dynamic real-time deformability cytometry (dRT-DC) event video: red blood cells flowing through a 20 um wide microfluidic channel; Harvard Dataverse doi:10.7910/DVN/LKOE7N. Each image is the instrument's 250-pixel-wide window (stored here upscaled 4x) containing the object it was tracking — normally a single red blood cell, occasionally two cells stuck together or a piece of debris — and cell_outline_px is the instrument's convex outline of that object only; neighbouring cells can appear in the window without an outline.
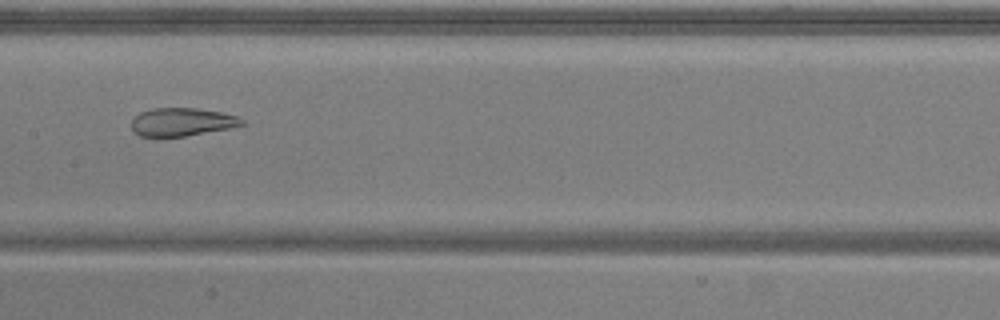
{"species": "common noctule bat (a hibernating species)", "species_latin": "Nyctalus noctula", "temperature_condition": "warm", "stored_images_in_passage": 46, "camera_frame_rate_fps": 3000, "um_per_image_px": 0.085, "animal": {"sex": "male", "body_mass_g": 20.5, "forearm_length_mm": 52.5}, "frame": {"image": 1, "passage_image": 25, "time_ms": 8.0, "image_size_px": [1000, 320], "cell_outline_px": [[248, 124], [232, 128], [184, 136], [140, 136], [132, 132], [132, 120], [140, 112], [152, 108], [200, 108], [220, 112], [236, 116], [244, 120]], "centroid_in_image_um": [15.5, 10.36], "position_along_channel_um": 191.9, "area_um2": 18.21}}
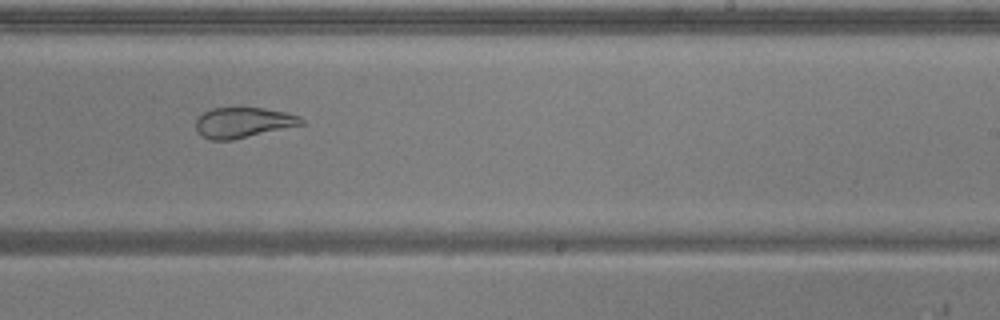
{"frame": {"image": 2, "passage_image": 31, "time_ms": 10.0, "image_size_px": [1000, 320], "cell_outline_px": [[304, 124], [232, 140], [212, 140], [204, 136], [196, 128], [196, 120], [204, 112], [212, 108], [264, 108], [284, 112], [300, 116], [304, 120]], "centroid_in_image_um": [20.69, 10.41], "position_along_channel_um": 268.3, "area_um2": 18.38}}
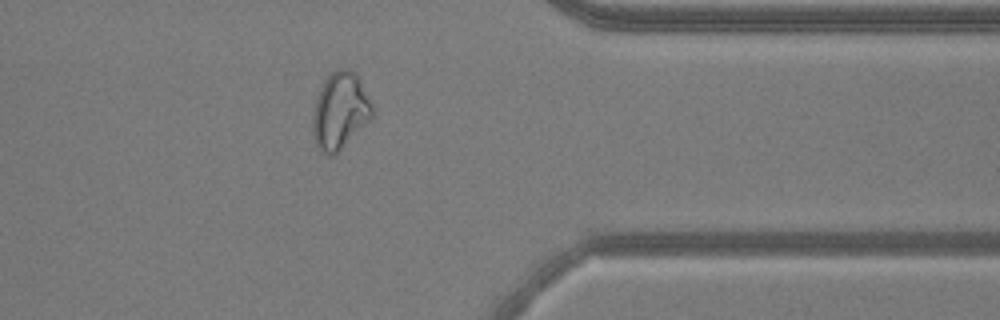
{"frame": {"image": 3, "passage_image": 41, "time_ms": 13.333, "image_size_px": [1000, 320], "cell_outline_px": [[372, 116], [332, 156], [328, 156], [320, 152], [316, 144], [312, 132], [312, 116], [316, 96], [324, 80], [336, 68], [348, 68], [360, 76], [372, 104]], "centroid_in_image_um": [28.87, 9.36], "position_along_channel_um": 382.5, "area_um2": 26.47}, "authors_computed_cell_mechanics": {"area_um2": 23.987, "velocity_mm_per_s": 3.8442, "shape_relaxation_time_tau1_ms": null, "shape_relaxation_time_tau2_ms": 1.6897, "deformation_change_tau1": null, "deformation_change_tau2": 0.0766}}